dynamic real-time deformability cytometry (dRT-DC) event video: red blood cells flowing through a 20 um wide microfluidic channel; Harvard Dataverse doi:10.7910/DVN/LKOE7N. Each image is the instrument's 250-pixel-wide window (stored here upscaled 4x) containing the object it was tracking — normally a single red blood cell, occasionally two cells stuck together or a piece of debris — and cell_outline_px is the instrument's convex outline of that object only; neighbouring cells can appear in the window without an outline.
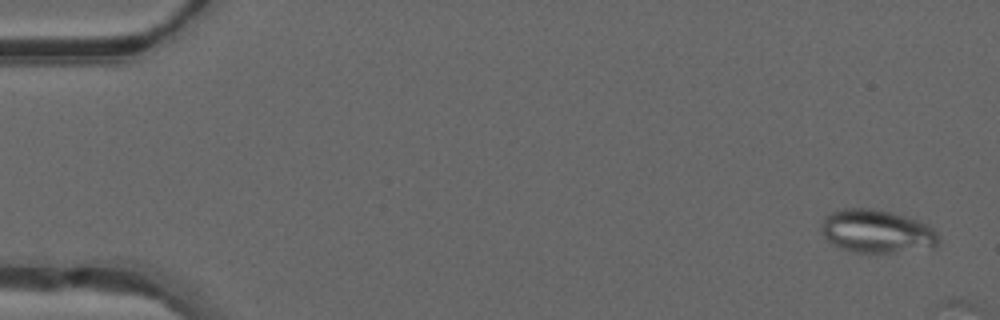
{"species": "common noctule bat (a hibernating species)", "species_latin": "Nyctalus noctula", "temperature_condition": "warm", "stored_images_in_passage": 6, "camera_frame_rate_fps": 3000, "um_per_image_px": 0.085, "animal": {"sex": "male", "forearm_length_mm": 52.5}, "frame": {"image": 1, "passage_image": 2, "time_ms": 0.333, "image_size_px": [1000, 320], "cell_outline_px": [[940, 240], [932, 248], [892, 252], [852, 252], [840, 248], [832, 244], [820, 232], [820, 224], [824, 216], [828, 212], [844, 208], [872, 208], [892, 212], [928, 224], [936, 232]], "centroid_in_image_um": [74.47, 19.65], "position_along_channel_um": 10.5, "area_um2": 29.77}}